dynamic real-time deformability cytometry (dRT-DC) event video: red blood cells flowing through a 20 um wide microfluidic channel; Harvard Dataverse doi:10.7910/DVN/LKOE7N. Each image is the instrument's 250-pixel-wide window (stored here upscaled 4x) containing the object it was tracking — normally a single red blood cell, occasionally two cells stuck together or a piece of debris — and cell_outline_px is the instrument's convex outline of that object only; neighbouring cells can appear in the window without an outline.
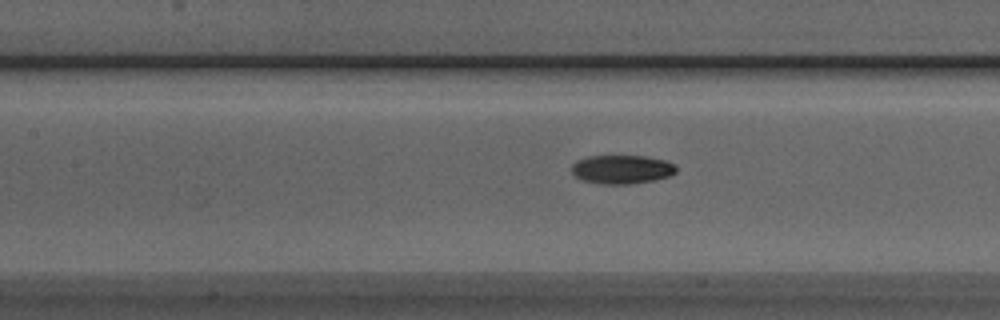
{"species": "Egyptian fruit bat (a non-hibernating species)", "species_latin": "Rousettus aegyptiacus", "temperature_condition": "room temperature", "stored_images_in_passage": 39, "camera_frame_rate_fps": 3000, "um_per_image_px": 0.085, "animal": {"sex": "male"}, "frame": {"image": 1, "passage_image": 20, "time_ms": 6.333, "image_size_px": [1000, 320], "cell_outline_px": [[676, 172], [668, 176], [652, 180], [628, 184], [600, 184], [580, 180], [572, 172], [572, 164], [576, 160], [588, 156], [644, 156], [664, 160], [676, 164]], "centroid_in_image_um": [52.82, 14.39], "position_along_channel_um": 154.6, "area_um2": 17.51}}
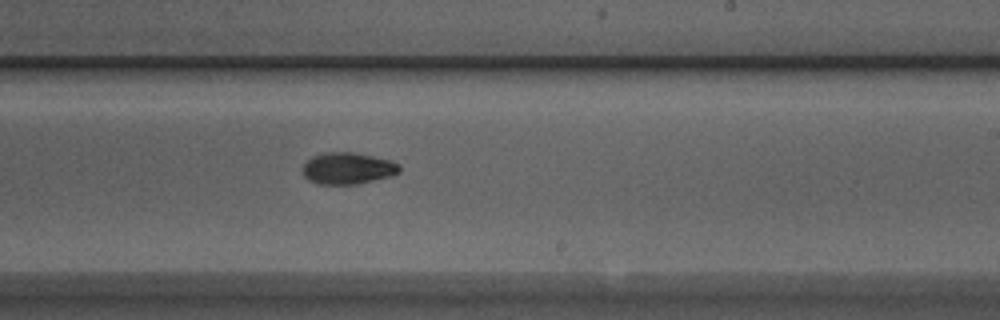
{"frame": {"image": 2, "passage_image": 28, "time_ms": 9.0, "image_size_px": [1000, 320], "cell_outline_px": [[400, 172], [388, 176], [356, 184], [316, 184], [308, 180], [304, 176], [304, 164], [312, 156], [324, 152], [352, 152], [392, 160], [400, 168]], "centroid_in_image_um": [29.52, 14.3], "position_along_channel_um": 259.5, "area_um2": 17.63}}
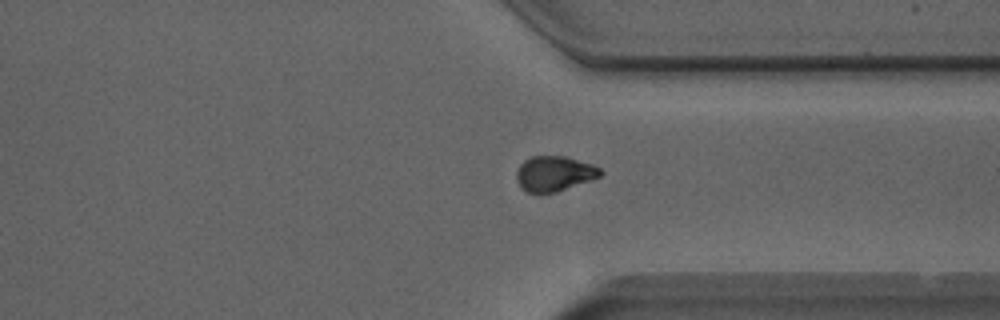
{"frame": {"image": 3, "passage_image": 36, "time_ms": 11.667, "image_size_px": [1000, 320], "cell_outline_px": [[604, 172], [600, 176], [556, 192], [540, 196], [528, 192], [520, 188], [516, 180], [516, 172], [520, 164], [524, 160], [532, 156], [564, 156], [592, 164], [600, 168]], "centroid_in_image_um": [47.06, 14.78], "position_along_channel_um": 364.3, "area_um2": 17.46}}